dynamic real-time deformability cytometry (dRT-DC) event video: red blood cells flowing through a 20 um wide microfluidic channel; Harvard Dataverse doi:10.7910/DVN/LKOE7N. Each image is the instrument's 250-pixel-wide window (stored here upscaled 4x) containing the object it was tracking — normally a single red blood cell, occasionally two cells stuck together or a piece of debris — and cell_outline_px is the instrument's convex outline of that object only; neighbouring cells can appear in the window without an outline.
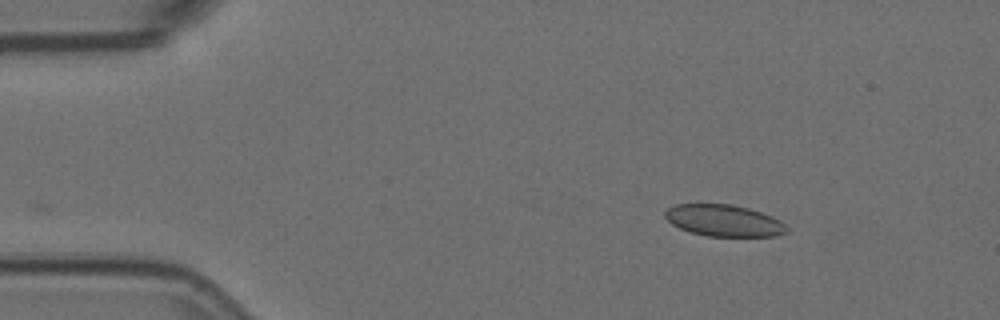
{"species": "Egyptian fruit bat (a non-hibernating species)", "species_latin": "Rousettus aegyptiacus", "temperature_condition": "room temperature", "stored_images_in_passage": 36, "camera_frame_rate_fps": 3000, "um_per_image_px": 0.085, "animal": {"sex": "female"}, "frame": {"image": 1, "passage_image": 1, "time_ms": 0.0, "image_size_px": [1000, 320], "cell_outline_px": [[788, 232], [776, 236], [704, 236], [688, 232], [672, 224], [664, 216], [664, 212], [668, 208], [676, 204], [732, 204], [748, 208], [772, 216], [780, 220], [788, 228]], "centroid_in_image_um": [61.52, 18.75], "position_along_channel_um": 23.5, "area_um2": 22.54}}
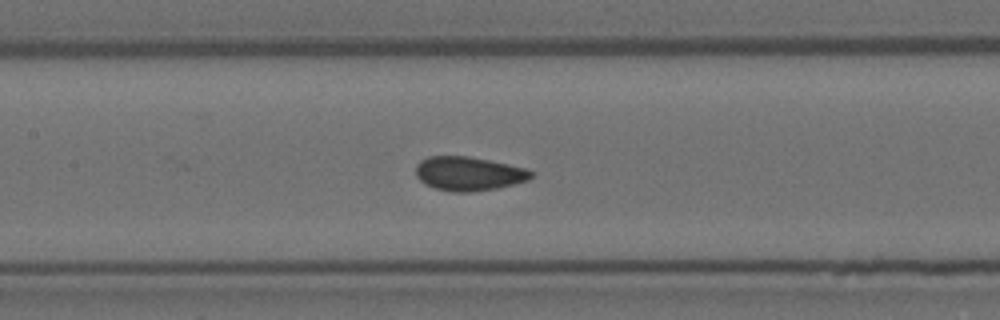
{"frame": {"image": 2, "passage_image": 19, "time_ms": 6.0, "image_size_px": [1000, 320], "cell_outline_px": [[536, 172], [528, 180], [496, 188], [468, 192], [452, 192], [436, 188], [424, 184], [416, 176], [416, 164], [420, 160], [428, 156], [468, 156], [528, 168]], "centroid_in_image_um": [39.83, 14.75], "position_along_channel_um": 167.6, "area_um2": 22.89}}
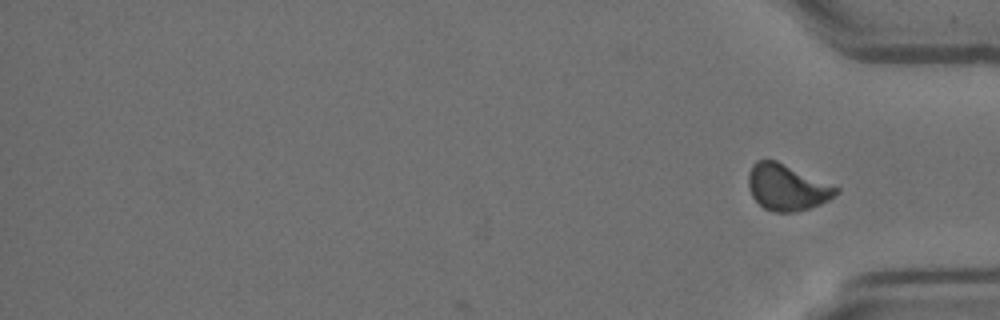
{"frame": {"image": 3, "passage_image": 36, "time_ms": 11.667, "image_size_px": [1000, 320], "cell_outline_px": [[840, 192], [836, 196], [820, 204], [796, 212], [776, 212], [764, 208], [752, 196], [748, 188], [748, 172], [752, 164], [756, 160], [776, 160], [840, 188]], "centroid_in_image_um": [66.88, 15.92], "position_along_channel_um": 368.3, "area_um2": 23.58}}